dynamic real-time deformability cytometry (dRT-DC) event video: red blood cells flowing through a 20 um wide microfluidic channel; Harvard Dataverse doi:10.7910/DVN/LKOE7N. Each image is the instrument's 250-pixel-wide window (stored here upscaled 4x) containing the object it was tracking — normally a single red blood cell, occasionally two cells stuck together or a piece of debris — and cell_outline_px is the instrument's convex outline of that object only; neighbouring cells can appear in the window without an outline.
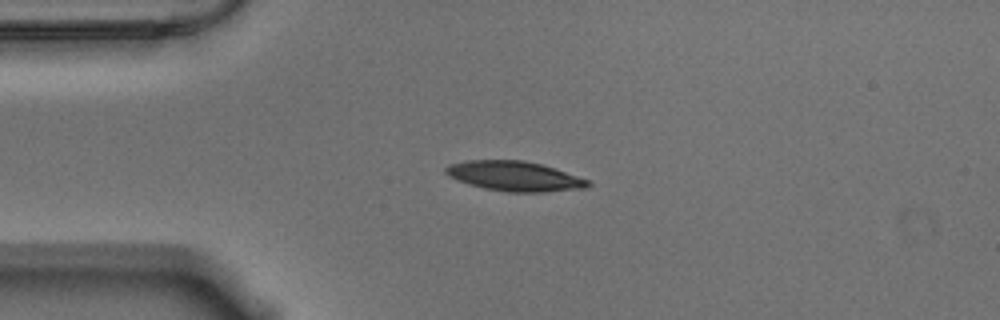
{"species": "Egyptian fruit bat (a non-hibernating species)", "species_latin": "Rousettus aegyptiacus", "temperature_condition": "warm", "stored_images_in_passage": 50, "camera_frame_rate_fps": 3000, "um_per_image_px": 0.085, "animal": {"sex": "male"}, "frame": {"image": 1, "passage_image": 12, "time_ms": 3.667, "image_size_px": [1000, 320], "cell_outline_px": [[592, 184], [588, 188], [544, 192], [508, 192], [484, 188], [448, 176], [444, 172], [444, 168], [448, 164], [468, 160], [524, 160], [540, 164], [588, 180]], "centroid_in_image_um": [43.72, 14.97], "position_along_channel_um": 41.3, "area_um2": 24.45}}
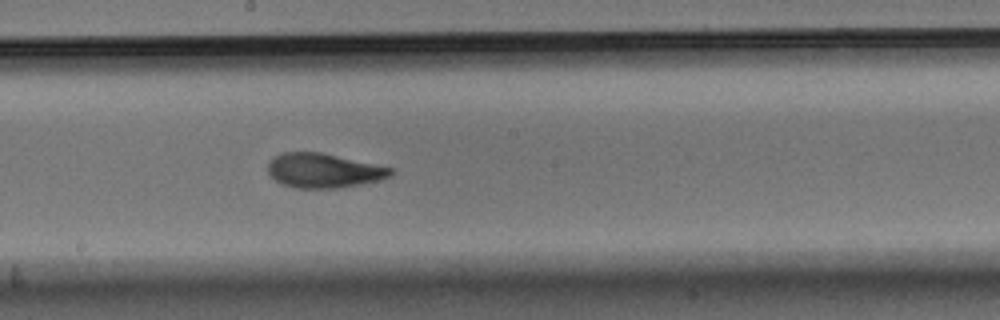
{"frame": {"image": 2, "passage_image": 29, "time_ms": 9.333, "image_size_px": [1000, 320], "cell_outline_px": [[396, 168], [388, 176], [380, 180], [336, 188], [296, 188], [284, 184], [276, 180], [268, 172], [268, 164], [276, 156], [284, 152], [320, 152]], "centroid_in_image_um": [27.53, 14.49], "position_along_channel_um": 220.7, "area_um2": 24.33}}
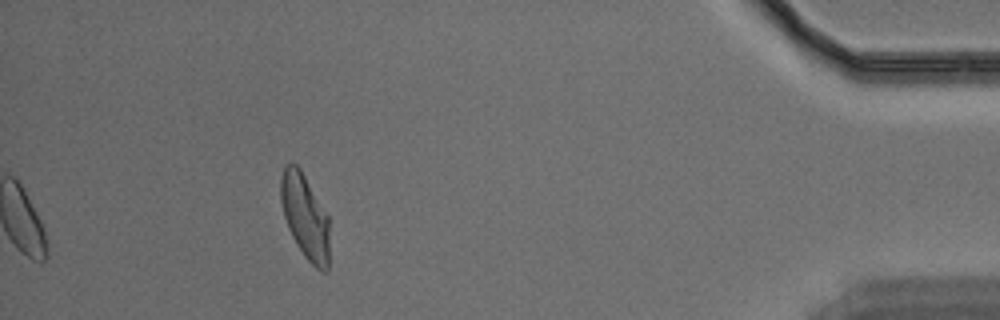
{"frame": {"image": 3, "passage_image": 50, "time_ms": 16.333, "image_size_px": [1000, 320], "cell_outline_px": [[328, 272], [320, 272], [304, 256], [296, 244], [288, 228], [284, 216], [280, 200], [280, 180], [284, 168], [288, 164], [296, 164], [300, 168], [328, 216]], "centroid_in_image_um": [25.92, 18.43], "position_along_channel_um": 409.3, "area_um2": 23.81}, "authors_computed_cell_mechanics": {"area_um2": 24.3338, "velocity_mm_per_s": 3.5327, "shape_relaxation_time_tau1_ms": 5.6332, "shape_relaxation_time_tau2_ms": 1.7424, "deformation_change_tau1": 0.1865, "deformation_change_tau2": 0.078}}